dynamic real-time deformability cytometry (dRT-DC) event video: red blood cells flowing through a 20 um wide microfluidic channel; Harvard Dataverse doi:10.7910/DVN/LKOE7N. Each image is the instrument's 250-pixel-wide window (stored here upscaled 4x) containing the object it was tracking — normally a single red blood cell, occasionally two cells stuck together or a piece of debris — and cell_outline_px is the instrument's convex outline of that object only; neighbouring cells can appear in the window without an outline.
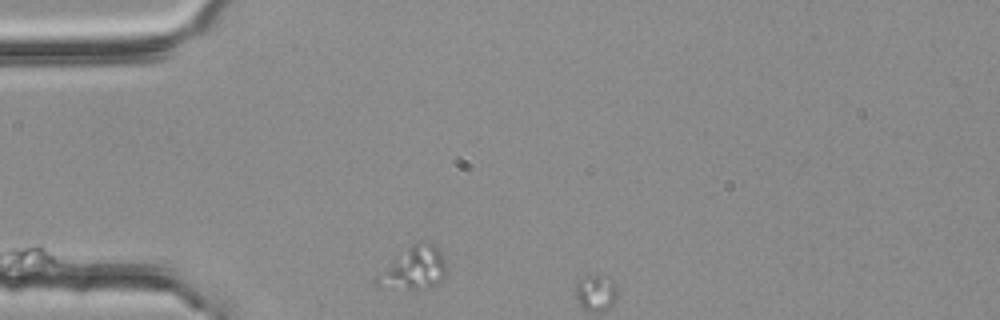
{"species": "common noctule bat (a hibernating species)", "species_latin": "Nyctalus noctula", "temperature_condition": "room temperature", "stored_images_in_passage": 2, "camera_frame_rate_fps": 3000, "um_per_image_px": 0.085, "animal": {"sex": "female", "body_mass_g": 25.1}, "frame": {"image": 1, "passage_image": 1, "time_ms": 0.0, "image_size_px": [1000, 320], "cell_outline_px": [[444, 276], [440, 284], [428, 288], [380, 288], [372, 280], [396, 256], [412, 244], [420, 240], [432, 244], [440, 252], [444, 260]], "centroid_in_image_um": [35.14, 22.81], "position_along_channel_um": 49.9, "area_um2": 17.11}}